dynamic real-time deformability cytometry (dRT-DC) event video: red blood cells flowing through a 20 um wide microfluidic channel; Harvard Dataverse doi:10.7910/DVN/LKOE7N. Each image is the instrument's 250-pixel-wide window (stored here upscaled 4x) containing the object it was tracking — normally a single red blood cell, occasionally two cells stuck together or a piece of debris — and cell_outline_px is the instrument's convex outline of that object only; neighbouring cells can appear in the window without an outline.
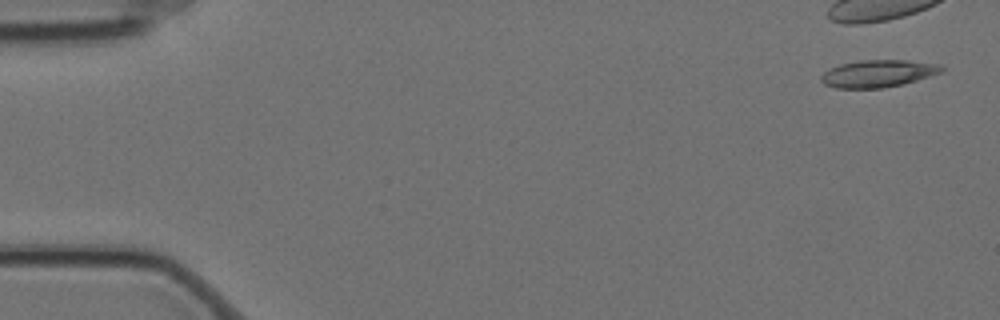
{"species": "Egyptian fruit bat (a non-hibernating species)", "species_latin": "Rousettus aegyptiacus", "temperature_condition": "cold", "stored_images_in_passage": 5, "camera_frame_rate_fps": 3000, "um_per_image_px": 0.085, "animal": {"sex": "female"}, "frame": {"image": 1, "passage_image": 1, "time_ms": 0.0, "image_size_px": [1000, 320], "cell_outline_px": [[944, 68], [940, 72], [904, 84], [880, 88], [836, 88], [824, 84], [820, 80], [820, 76], [828, 68], [840, 64], [860, 60], [908, 60], [940, 64]], "centroid_in_image_um": [74.59, 6.24], "position_along_channel_um": 10.4, "area_um2": 19.13}}